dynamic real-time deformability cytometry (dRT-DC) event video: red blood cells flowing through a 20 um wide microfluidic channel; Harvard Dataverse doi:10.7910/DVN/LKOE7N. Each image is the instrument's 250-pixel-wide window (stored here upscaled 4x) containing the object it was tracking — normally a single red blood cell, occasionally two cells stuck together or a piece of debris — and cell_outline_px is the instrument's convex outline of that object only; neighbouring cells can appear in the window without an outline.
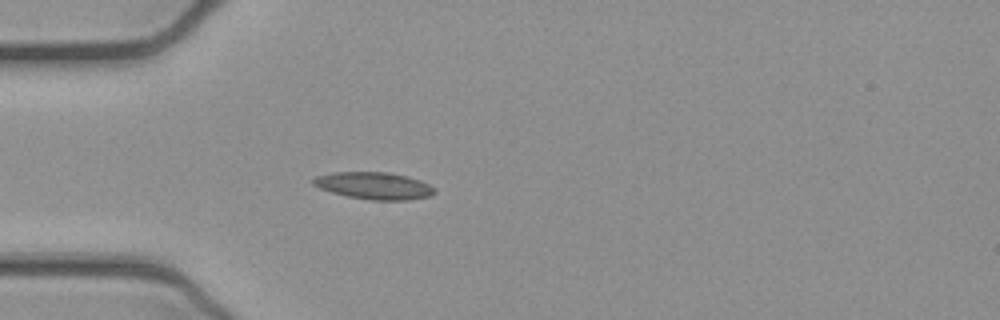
{"species": "common noctule bat (a hibernating species)", "species_latin": "Nyctalus noctula", "temperature_condition": "cold", "stored_images_in_passage": 44, "camera_frame_rate_fps": 3000, "um_per_image_px": 0.085, "animal": {"sex": "female", "body_mass_g": 21.9}, "frame": {"image": 1, "passage_image": 7, "time_ms": 2.0, "image_size_px": [1000, 320], "cell_outline_px": [[436, 192], [432, 196], [408, 200], [368, 200], [348, 196], [332, 192], [320, 188], [312, 184], [312, 180], [316, 176], [332, 172], [388, 172], [408, 176], [420, 180], [436, 188]], "centroid_in_image_um": [31.83, 15.78], "position_along_channel_um": 53.2, "area_um2": 19.31}}
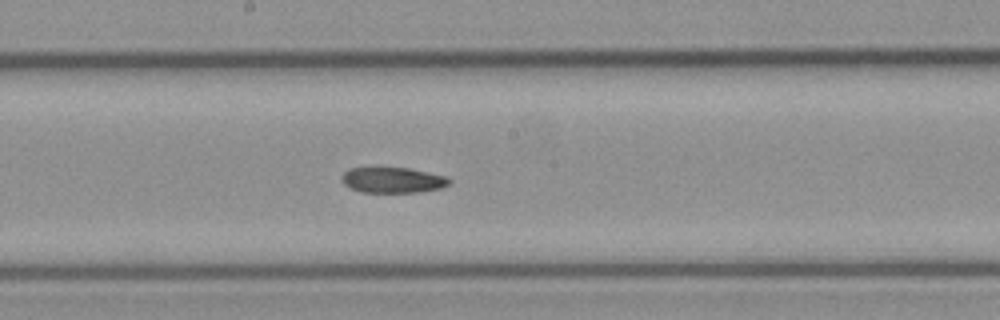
{"frame": {"image": 2, "passage_image": 20, "time_ms": 6.333, "image_size_px": [1000, 320], "cell_outline_px": [[452, 180], [448, 184], [440, 188], [420, 192], [360, 192], [344, 184], [340, 180], [340, 176], [348, 168], [408, 168], [448, 176]], "centroid_in_image_um": [33.37, 15.3], "position_along_channel_um": 214.8, "area_um2": 16.07}}
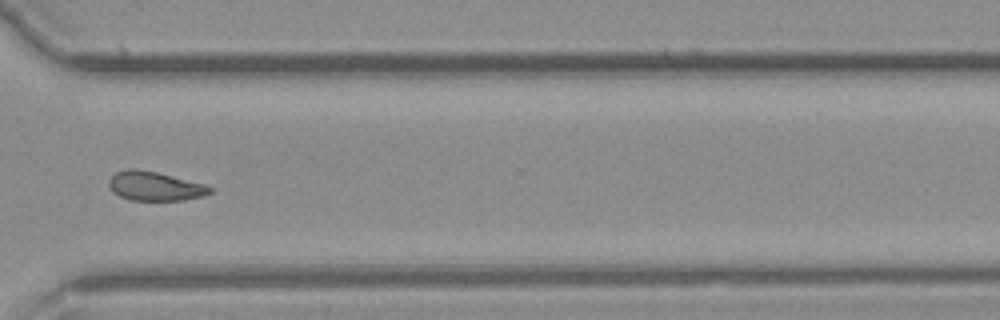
{"frame": {"image": 3, "passage_image": 31, "time_ms": 10.0, "image_size_px": [1000, 320], "cell_outline_px": [[212, 192], [204, 196], [184, 200], [132, 200], [120, 196], [108, 184], [108, 180], [116, 172], [128, 168], [136, 168], [156, 172], [204, 184], [212, 188]], "centroid_in_image_um": [13.18, 15.82], "position_along_channel_um": 357.4, "area_um2": 16.94}, "authors_computed_cell_mechanics": {"area_um2": 17.3111, "velocity_mm_per_s": 3.8971, "shape_relaxation_time_tau1_ms": null, "shape_relaxation_time_tau2_ms": 8.1408, "deformation_change_tau1": null, "deformation_change_tau2": 0.1276}}